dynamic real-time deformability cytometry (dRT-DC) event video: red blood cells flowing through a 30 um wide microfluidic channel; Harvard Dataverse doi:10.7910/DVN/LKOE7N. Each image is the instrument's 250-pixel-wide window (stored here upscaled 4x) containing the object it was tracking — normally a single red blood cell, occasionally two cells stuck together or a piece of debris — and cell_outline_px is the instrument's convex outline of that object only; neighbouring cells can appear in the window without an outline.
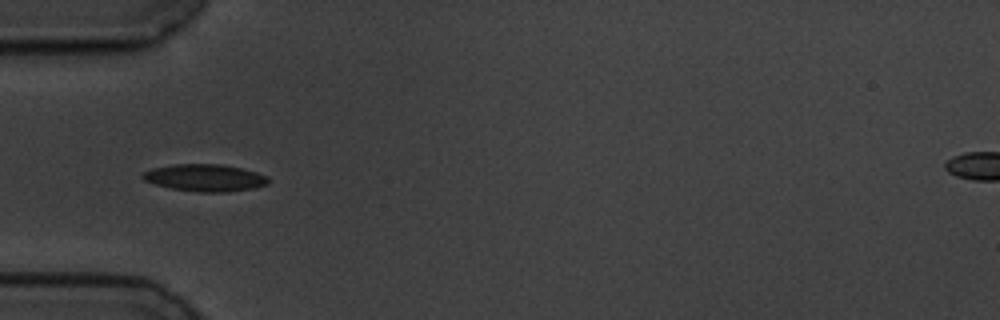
{"species": "common noctule bat (a hibernating species)", "species_latin": "Nyctalus noctula", "temperature_condition": "cold", "stored_images_in_passage": 40, "camera_frame_rate_fps": 3000, "um_per_image_px": 0.085, "animal": {"sex": "male", "body_mass_g": 19.5, "forearm_length_mm": 54.6}, "frame": {"image": 1, "passage_image": 1, "time_ms": 0.0, "image_size_px": [1000, 320], "cell_outline_px": [[268, 184], [252, 188], [228, 192], [200, 192], [172, 188], [156, 184], [144, 180], [140, 176], [144, 172], [152, 168], [176, 164], [224, 164], [256, 172], [268, 176]], "centroid_in_image_um": [17.43, 15.1], "position_along_channel_um": 67.6, "area_um2": 19.71}}
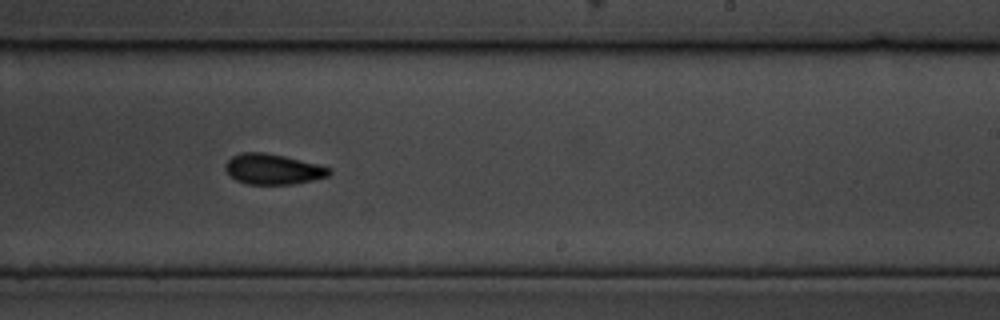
{"frame": {"image": 2, "passage_image": 18, "time_ms": 5.667, "image_size_px": [1000, 320], "cell_outline_px": [[332, 172], [328, 176], [312, 180], [292, 184], [248, 184], [236, 180], [224, 168], [224, 164], [232, 156], [240, 152], [264, 152], [284, 156], [332, 168]], "centroid_in_image_um": [23.19, 14.37], "position_along_channel_um": 265.8, "area_um2": 18.32}}
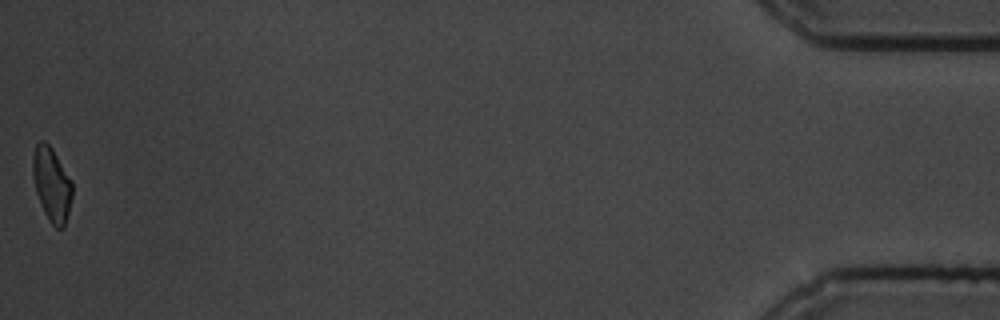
{"frame": {"image": 3, "passage_image": 40, "time_ms": 13.0, "image_size_px": [1000, 320], "cell_outline_px": [[72, 196], [64, 228], [56, 228], [48, 220], [44, 212], [36, 192], [32, 176], [32, 160], [36, 144], [40, 140], [44, 140], [52, 148], [72, 180]], "centroid_in_image_um": [4.39, 15.65], "position_along_channel_um": 430.8, "area_um2": 17.05}, "authors_computed_cell_mechanics": {"area_um2": 18.0625, "velocity_mm_per_s": 3.5112, "shape_relaxation_time_tau1_ms": 3.1935, "shape_relaxation_time_tau2_ms": 8.7552, "deformation_change_tau1": 0.0991, "deformation_change_tau2": 0.1344}}